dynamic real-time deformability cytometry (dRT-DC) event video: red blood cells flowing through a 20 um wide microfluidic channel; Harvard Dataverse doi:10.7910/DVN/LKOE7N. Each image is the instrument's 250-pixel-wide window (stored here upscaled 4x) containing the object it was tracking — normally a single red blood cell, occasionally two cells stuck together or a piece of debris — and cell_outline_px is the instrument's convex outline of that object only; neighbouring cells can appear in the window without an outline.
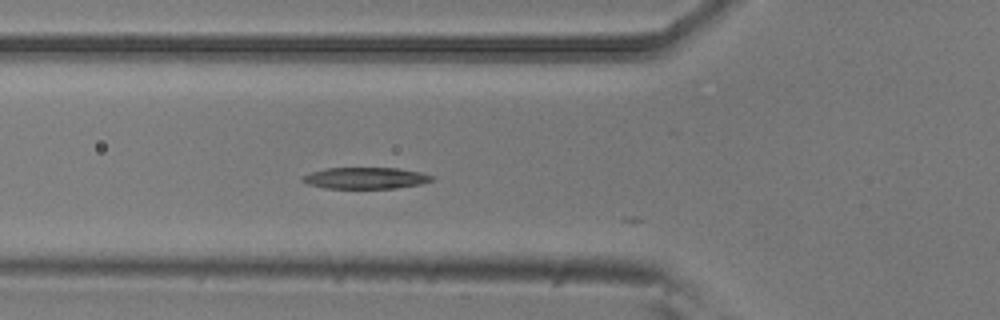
{"species": "common noctule bat (a hibernating species)", "species_latin": "Nyctalus noctula", "temperature_condition": "room temperature", "stored_images_in_passage": 4, "camera_frame_rate_fps": 3000, "um_per_image_px": 0.085, "animal": {"sex": "male", "body_mass_g": 20.5, "forearm_length_mm": 52.5}, "frame": {"image": 1, "passage_image": 3, "time_ms": 0.667, "image_size_px": [1000, 320], "cell_outline_px": [[436, 176], [432, 180], [420, 184], [396, 188], [328, 188], [308, 184], [300, 180], [300, 176], [324, 168], [400, 168], [420, 172]], "centroid_in_image_um": [31.07, 15.13], "position_along_channel_um": 94.7, "area_um2": 16.18}}